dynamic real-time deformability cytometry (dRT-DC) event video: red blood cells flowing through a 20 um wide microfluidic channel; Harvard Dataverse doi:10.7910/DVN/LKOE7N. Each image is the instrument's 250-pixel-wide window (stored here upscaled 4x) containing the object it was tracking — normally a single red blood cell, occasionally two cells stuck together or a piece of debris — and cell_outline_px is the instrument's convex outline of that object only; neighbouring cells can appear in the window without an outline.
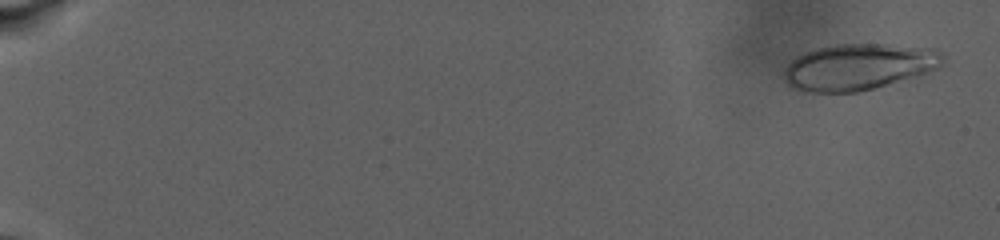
{"species": "human", "species_latin": "Homo sapiens", "temperature_condition": "warm", "stored_images_in_passage": 103, "camera_frame_rate_fps": 3000, "um_per_image_px": 0.085, "donor": {"sex": "male"}, "frame": {"image": 1, "passage_image": 5, "time_ms": 1.0, "image_size_px": [1000, 240], "cell_outline_px": [[944, 64], [940, 68], [916, 76], [876, 88], [856, 92], [808, 92], [796, 88], [788, 84], [784, 80], [784, 72], [788, 64], [792, 60], [804, 52], [816, 48], [836, 44], [884, 44], [936, 48], [944, 52]], "centroid_in_image_um": [73.06, 5.67], "position_along_channel_um": 11.9, "area_um2": 43.12}}
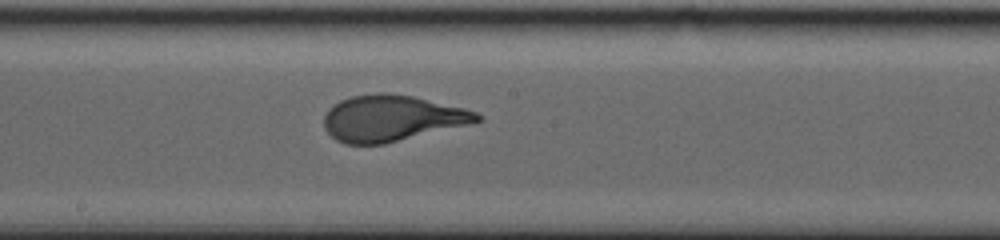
{"frame": {"image": 2, "passage_image": 78, "time_ms": 17.333, "image_size_px": [1000, 240], "cell_outline_px": [[484, 120], [468, 124], [384, 144], [344, 144], [336, 140], [324, 128], [324, 116], [328, 108], [340, 100], [352, 96], [380, 92], [384, 92], [412, 96], [464, 108], [476, 112], [484, 116]], "centroid_in_image_um": [33.28, 10.05], "position_along_channel_um": 214.9, "area_um2": 40.98}}
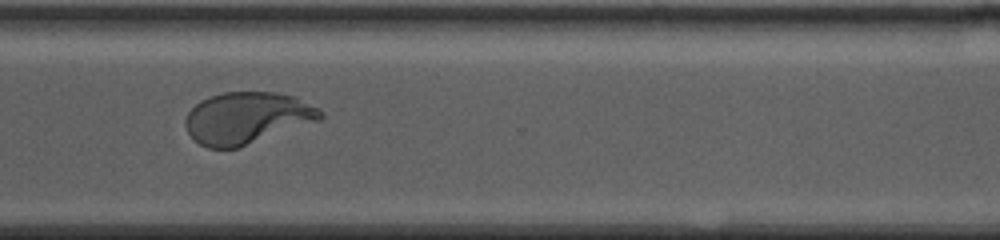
{"frame": {"image": 3, "passage_image": 102, "time_ms": 22.667, "image_size_px": [1000, 240], "cell_outline_px": [[324, 116], [320, 120], [236, 148], [208, 148], [200, 144], [188, 132], [184, 124], [184, 120], [188, 112], [200, 100], [208, 96], [224, 92], [276, 92], [296, 96], [320, 108], [324, 112]], "centroid_in_image_um": [21.01, 10.0], "position_along_channel_um": 349.6, "area_um2": 40.69}}